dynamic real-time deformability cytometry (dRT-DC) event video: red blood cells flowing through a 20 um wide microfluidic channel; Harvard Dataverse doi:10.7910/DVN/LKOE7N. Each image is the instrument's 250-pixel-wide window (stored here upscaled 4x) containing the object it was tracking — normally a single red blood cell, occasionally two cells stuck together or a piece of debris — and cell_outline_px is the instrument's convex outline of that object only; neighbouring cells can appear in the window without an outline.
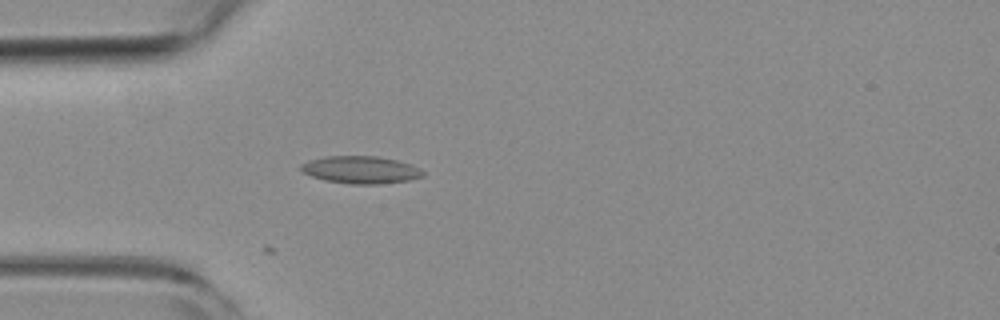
{"species": "common noctule bat (a hibernating species)", "species_latin": "Nyctalus noctula", "temperature_condition": "room temperature", "stored_images_in_passage": 12, "camera_frame_rate_fps": 3000, "um_per_image_px": 0.085, "animal": {"sex": "female", "body_mass_g": 19.3, "forearm_length_mm": 54.1}, "frame": {"image": 1, "passage_image": 1, "time_ms": 0.0, "image_size_px": [1000, 320], "cell_outline_px": [[424, 176], [408, 180], [380, 184], [352, 184], [324, 180], [312, 176], [304, 172], [300, 168], [300, 164], [308, 160], [324, 156], [376, 156], [396, 160], [420, 168], [424, 172]], "centroid_in_image_um": [30.64, 14.43], "position_along_channel_um": 54.4, "area_um2": 19.42}}
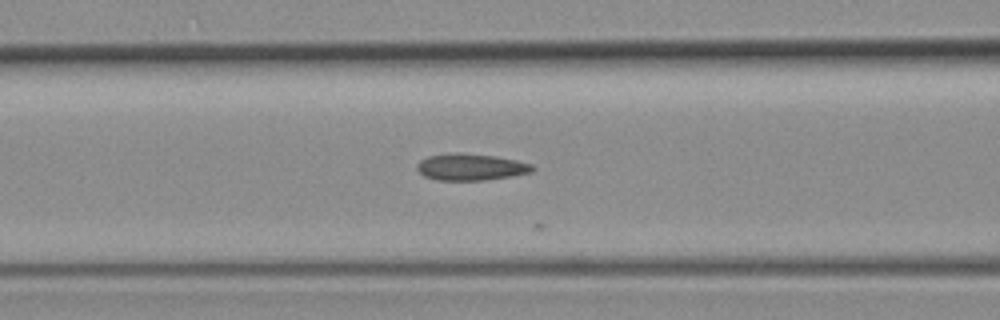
{"frame": {"image": 2, "passage_image": 7, "time_ms": 2.0, "image_size_px": [1000, 320], "cell_outline_px": [[536, 168], [532, 172], [512, 176], [484, 180], [436, 180], [424, 176], [416, 168], [416, 164], [420, 160], [428, 156], [452, 152], [460, 152], [496, 156], [516, 160], [532, 164]], "centroid_in_image_um": [40.01, 14.19], "position_along_channel_um": 126.6, "area_um2": 18.15}}